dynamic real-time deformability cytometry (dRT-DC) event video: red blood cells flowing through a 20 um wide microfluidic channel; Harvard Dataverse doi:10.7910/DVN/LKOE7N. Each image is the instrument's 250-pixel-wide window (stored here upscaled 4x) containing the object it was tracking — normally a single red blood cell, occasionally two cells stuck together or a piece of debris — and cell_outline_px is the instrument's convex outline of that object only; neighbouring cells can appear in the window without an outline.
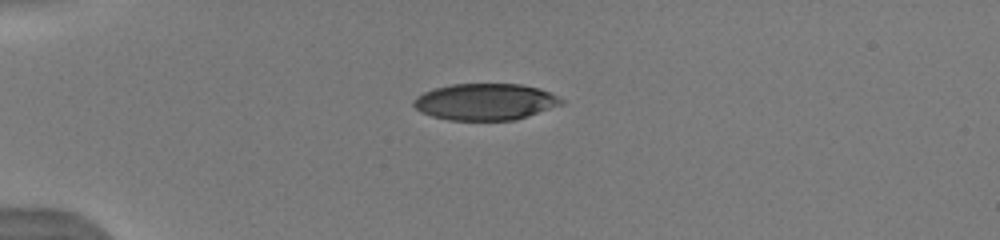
{"species": "human", "species_latin": "Homo sapiens", "temperature_condition": "warm", "stored_images_in_passage": 5, "camera_frame_rate_fps": 3000, "um_per_image_px": 0.085, "donor": {"sex": "male"}, "frame": {"image": 1, "passage_image": 1, "time_ms": 0.0, "image_size_px": [1000, 240], "cell_outline_px": [[564, 104], [512, 120], [448, 120], [432, 116], [416, 108], [412, 104], [412, 100], [416, 96], [432, 88], [452, 84], [520, 84], [540, 88], [564, 100]], "centroid_in_image_um": [41.21, 8.64], "position_along_channel_um": 43.8, "area_um2": 31.33}}